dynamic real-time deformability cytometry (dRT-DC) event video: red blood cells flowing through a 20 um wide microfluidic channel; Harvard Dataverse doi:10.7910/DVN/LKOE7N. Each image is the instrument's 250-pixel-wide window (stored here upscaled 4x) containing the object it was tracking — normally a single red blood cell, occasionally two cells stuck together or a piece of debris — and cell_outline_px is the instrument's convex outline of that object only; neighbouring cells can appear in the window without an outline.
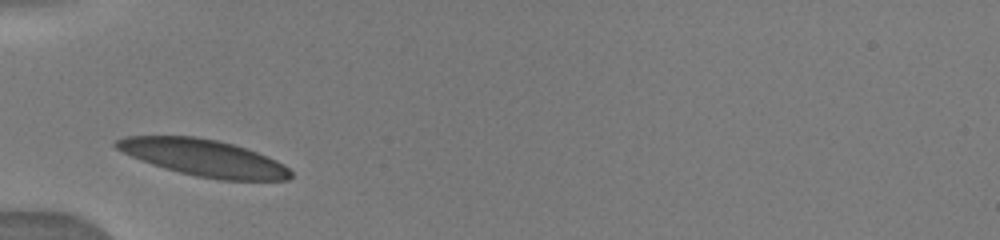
{"species": "human", "species_latin": "Homo sapiens", "temperature_condition": "warm", "stored_images_in_passage": 17, "camera_frame_rate_fps": 3000, "um_per_image_px": 0.085, "donor": {"sex": "male"}, "frame": {"image": 1, "passage_image": 1, "time_ms": 0.0, "image_size_px": [1000, 240], "cell_outline_px": [[292, 176], [288, 180], [220, 180], [196, 176], [164, 168], [140, 160], [116, 148], [112, 144], [116, 140], [124, 136], [196, 136], [216, 140], [232, 144], [268, 156], [284, 164], [292, 172]], "centroid_in_image_um": [17.31, 13.41], "position_along_channel_um": 67.7, "area_um2": 37.17}}
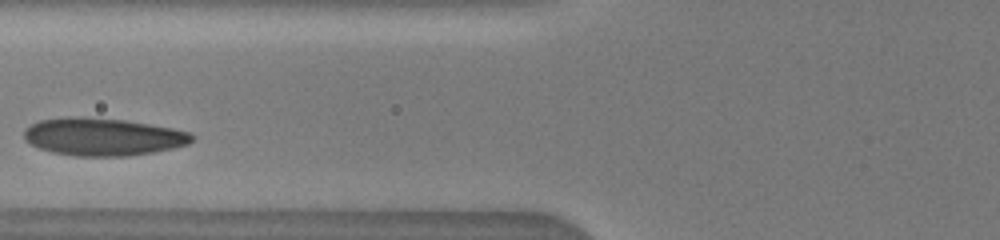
{"frame": {"image": 2, "passage_image": 3, "time_ms": 1.333, "image_size_px": [1000, 240], "cell_outline_px": [[192, 140], [188, 144], [172, 148], [152, 152], [128, 156], [76, 156], [52, 152], [40, 148], [24, 140], [24, 128], [40, 120], [68, 116], [80, 116], [124, 120], [172, 128], [192, 132]], "centroid_in_image_um": [8.72, 11.62], "position_along_channel_um": 117.1, "area_um2": 36.76}}
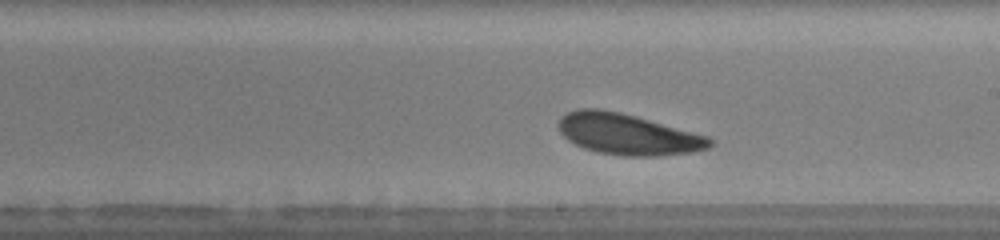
{"frame": {"image": 3, "passage_image": 10, "time_ms": 4.333, "image_size_px": [1000, 240], "cell_outline_px": [[716, 140], [708, 148], [692, 152], [656, 156], [624, 156], [596, 152], [584, 148], [568, 140], [560, 132], [556, 124], [560, 116], [568, 112], [580, 108], [600, 108], [620, 112], [636, 116], [708, 136]], "centroid_in_image_um": [53.34, 11.4], "position_along_channel_um": 235.7, "area_um2": 36.36}}